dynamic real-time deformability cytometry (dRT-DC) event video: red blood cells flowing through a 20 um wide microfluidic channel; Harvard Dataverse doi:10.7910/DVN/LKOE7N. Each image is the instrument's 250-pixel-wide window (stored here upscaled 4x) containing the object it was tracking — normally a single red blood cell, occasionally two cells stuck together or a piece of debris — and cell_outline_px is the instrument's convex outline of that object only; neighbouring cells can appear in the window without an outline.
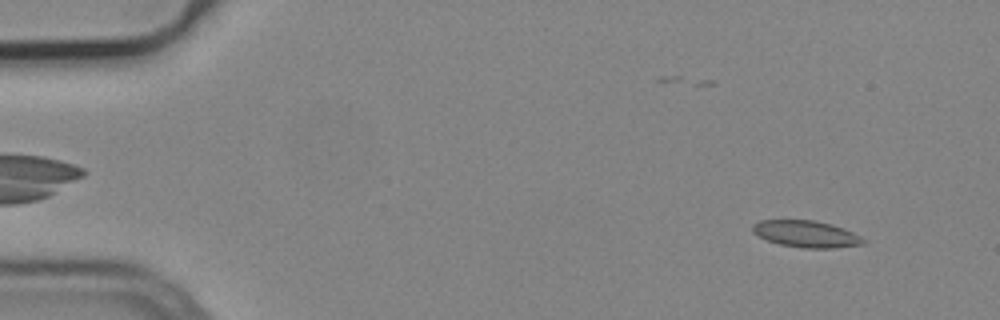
{"species": "common noctule bat (a hibernating species)", "species_latin": "Nyctalus noctula", "temperature_condition": "cold", "stored_images_in_passage": 53, "camera_frame_rate_fps": 3000, "um_per_image_px": 0.085, "animal": {"sex": "male", "body_mass_g": 19.2, "forearm_length_mm": 51.8}, "frame": {"image": 1, "passage_image": 4, "time_ms": 1.0, "image_size_px": [1000, 320], "cell_outline_px": [[868, 240], [864, 244], [832, 248], [804, 248], [780, 244], [768, 240], [752, 232], [752, 224], [760, 220], [816, 220], [832, 224], [844, 228]], "centroid_in_image_um": [68.55, 19.88], "position_along_channel_um": 16.4, "area_um2": 17.28}}
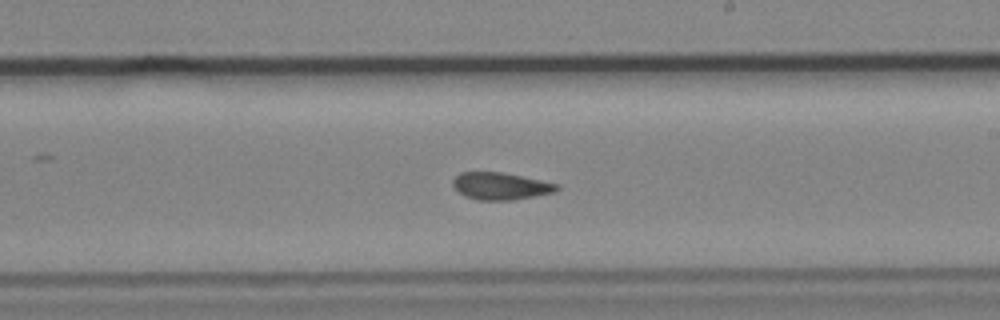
{"frame": {"image": 2, "passage_image": 31, "time_ms": 10.0, "image_size_px": [1000, 320], "cell_outline_px": [[560, 188], [556, 192], [512, 200], [476, 200], [460, 192], [452, 184], [452, 180], [460, 172], [500, 172], [560, 184]], "centroid_in_image_um": [42.58, 15.82], "position_along_channel_um": 246.4, "area_um2": 16.3}}
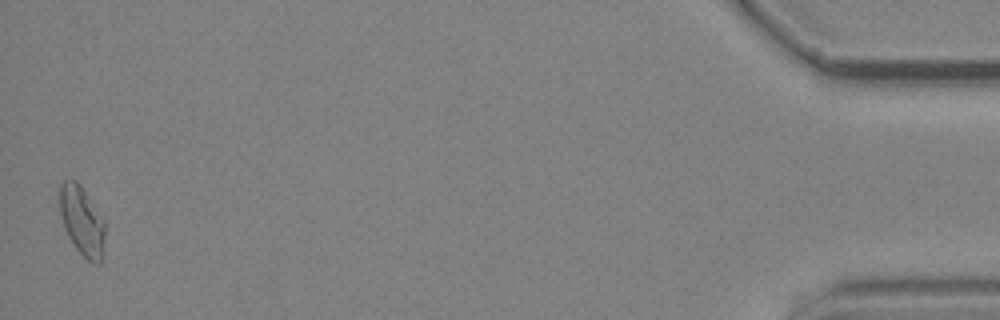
{"frame": {"image": 3, "passage_image": 53, "time_ms": 17.333, "image_size_px": [1000, 320], "cell_outline_px": [[104, 260], [100, 264], [92, 264], [72, 244], [68, 236], [60, 212], [60, 180], [76, 180], [80, 184], [104, 220]], "centroid_in_image_um": [6.99, 18.81], "position_along_channel_um": 428.2, "area_um2": 18.32}, "authors_computed_cell_mechanics": {"area_um2": 17.051, "velocity_mm_per_s": 3.754, "shape_relaxation_time_tau1_ms": null, "shape_relaxation_time_tau2_ms": 2.46, "deformation_change_tau1": null, "deformation_change_tau2": 0.0691}}